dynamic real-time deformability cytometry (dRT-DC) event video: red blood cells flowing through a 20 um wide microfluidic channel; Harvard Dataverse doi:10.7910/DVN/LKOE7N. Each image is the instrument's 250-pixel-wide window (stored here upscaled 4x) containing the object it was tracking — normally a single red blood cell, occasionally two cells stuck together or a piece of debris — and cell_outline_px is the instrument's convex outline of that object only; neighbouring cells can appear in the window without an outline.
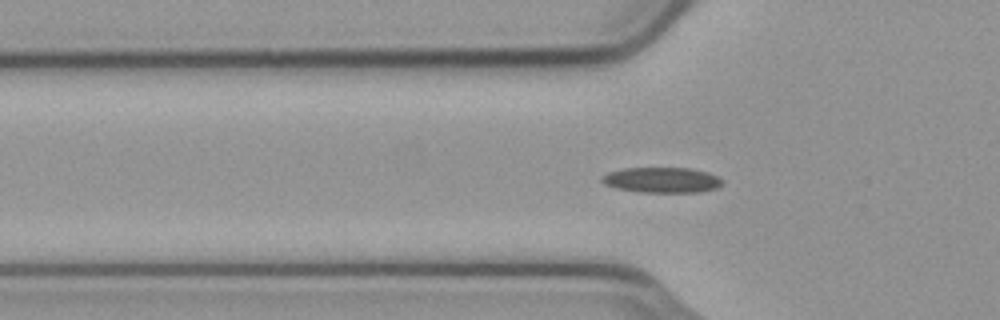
{"species": "common noctule bat (a hibernating species)", "species_latin": "Nyctalus noctula", "temperature_condition": "cold", "stored_images_in_passage": 56, "camera_frame_rate_fps": 3000, "um_per_image_px": 0.085, "animal": {"sex": "male", "body_mass_g": 23.1, "forearm_length_mm": 52.7}, "frame": {"image": 1, "passage_image": 18, "time_ms": 5.667, "image_size_px": [1000, 320], "cell_outline_px": [[720, 184], [716, 188], [700, 192], [640, 192], [616, 188], [604, 184], [600, 180], [608, 172], [624, 168], [688, 168], [708, 172], [716, 176], [720, 180]], "centroid_in_image_um": [56.22, 15.3], "position_along_channel_um": 69.6, "area_um2": 17.63}}
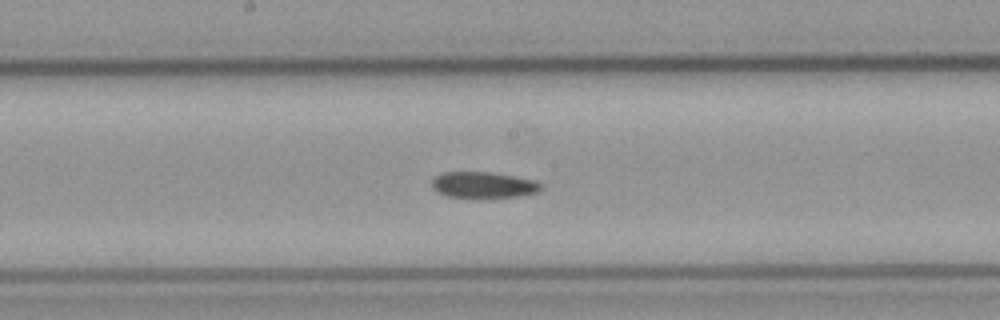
{"frame": {"image": 2, "passage_image": 29, "time_ms": 9.333, "image_size_px": [1000, 320], "cell_outline_px": [[544, 188], [536, 192], [520, 196], [476, 200], [448, 196], [436, 192], [432, 188], [432, 180], [440, 172], [488, 172], [536, 180]], "centroid_in_image_um": [41.06, 15.76], "position_along_channel_um": 207.1, "area_um2": 17.22}}
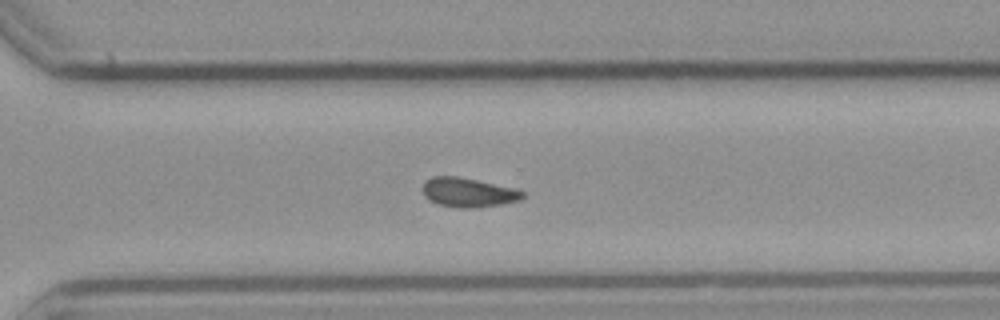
{"frame": {"image": 3, "passage_image": 39, "time_ms": 12.667, "image_size_px": [1000, 320], "cell_outline_px": [[524, 196], [520, 200], [504, 204], [472, 208], [456, 208], [436, 204], [428, 200], [424, 196], [420, 188], [424, 180], [432, 176], [456, 176], [516, 188], [524, 192]], "centroid_in_image_um": [39.74, 16.36], "position_along_channel_um": 330.9, "area_um2": 17.46}, "authors_computed_cell_mechanics": {"area_um2": 16.9932, "velocity_mm_per_s": 3.7228, "shape_relaxation_time_tau1_ms": 9.2877, "shape_relaxation_time_tau2_ms": null, "deformation_change_tau1": 0.1579, "deformation_change_tau2": null}}